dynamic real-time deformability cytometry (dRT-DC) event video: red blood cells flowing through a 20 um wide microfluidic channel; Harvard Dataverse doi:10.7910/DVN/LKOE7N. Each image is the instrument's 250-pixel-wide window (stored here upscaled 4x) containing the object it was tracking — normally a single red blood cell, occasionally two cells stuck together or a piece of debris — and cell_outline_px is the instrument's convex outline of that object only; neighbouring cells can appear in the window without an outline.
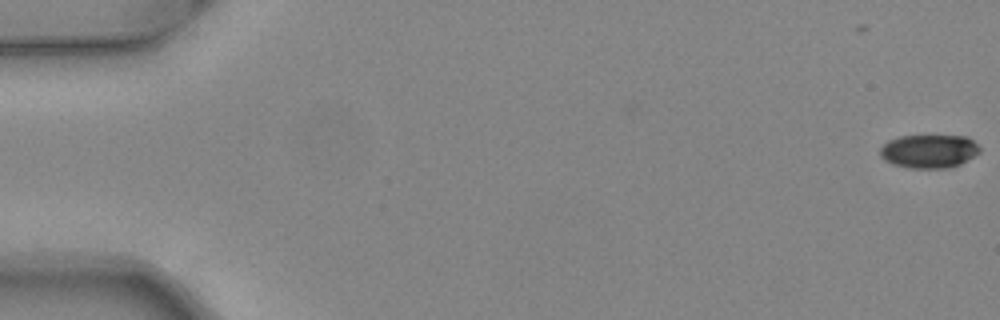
{"species": "common noctule bat (a hibernating species)", "species_latin": "Nyctalus noctula", "temperature_condition": "warm", "stored_images_in_passage": 11, "camera_frame_rate_fps": 3000, "um_per_image_px": 0.085, "animal": {"sex": "female", "body_mass_g": 24.6, "forearm_length_mm": 56.2}, "frame": {"image": 1, "passage_image": 1, "time_ms": 0.0, "image_size_px": [1000, 320], "cell_outline_px": [[980, 152], [960, 164], [952, 168], [908, 168], [892, 164], [884, 160], [880, 156], [880, 148], [888, 140], [900, 136], [968, 136], [980, 148]], "centroid_in_image_um": [78.95, 12.86], "position_along_channel_um": 6.1, "area_um2": 19.54}}